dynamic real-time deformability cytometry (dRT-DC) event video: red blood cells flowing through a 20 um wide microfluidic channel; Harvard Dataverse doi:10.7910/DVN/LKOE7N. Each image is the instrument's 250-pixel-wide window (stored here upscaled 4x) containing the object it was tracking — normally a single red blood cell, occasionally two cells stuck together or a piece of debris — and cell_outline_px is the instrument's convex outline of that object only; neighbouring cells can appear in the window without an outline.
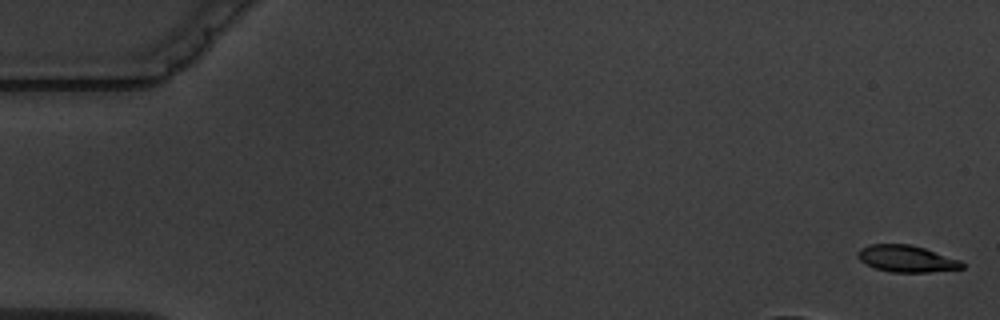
{"species": "common noctule bat (a hibernating species)", "species_latin": "Nyctalus noctula", "temperature_condition": "warm", "stored_images_in_passage": 5, "camera_frame_rate_fps": 3000, "um_per_image_px": 0.085, "animal": {"sex": "male", "body_mass_g": 19.5, "forearm_length_mm": 54.6}, "frame": {"image": 1, "passage_image": 1, "time_ms": 0.0, "image_size_px": [1000, 320], "cell_outline_px": [[964, 268], [928, 272], [892, 272], [876, 268], [860, 260], [856, 256], [856, 252], [860, 248], [868, 244], [908, 244], [924, 248], [960, 260], [964, 264]], "centroid_in_image_um": [77.03, 21.98], "position_along_channel_um": 8.0, "area_um2": 16.13}}